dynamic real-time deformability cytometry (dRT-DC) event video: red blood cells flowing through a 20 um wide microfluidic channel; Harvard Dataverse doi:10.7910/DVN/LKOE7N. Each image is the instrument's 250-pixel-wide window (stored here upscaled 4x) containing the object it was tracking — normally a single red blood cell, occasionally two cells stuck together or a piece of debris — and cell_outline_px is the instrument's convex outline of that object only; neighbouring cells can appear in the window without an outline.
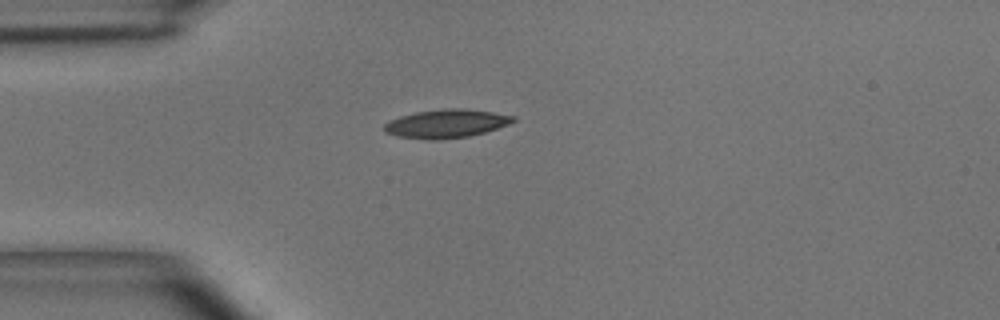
{"species": "common noctule bat (a hibernating species)", "species_latin": "Nyctalus noctula", "temperature_condition": "room temperature", "stored_images_in_passage": 1, "camera_frame_rate_fps": 3000, "um_per_image_px": 0.085, "animal": {"sex": "male", "body_mass_g": 15.6}, "frame": {"image": 1, "passage_image": 1, "time_ms": 0.0, "image_size_px": [1000, 320], "cell_outline_px": [[516, 120], [508, 124], [484, 132], [468, 136], [440, 140], [428, 140], [396, 136], [384, 132], [384, 124], [400, 116], [416, 112], [444, 108], [464, 108], [492, 112], [516, 116]], "centroid_in_image_um": [37.92, 10.51], "position_along_channel_um": 47.1, "area_um2": 21.39}}